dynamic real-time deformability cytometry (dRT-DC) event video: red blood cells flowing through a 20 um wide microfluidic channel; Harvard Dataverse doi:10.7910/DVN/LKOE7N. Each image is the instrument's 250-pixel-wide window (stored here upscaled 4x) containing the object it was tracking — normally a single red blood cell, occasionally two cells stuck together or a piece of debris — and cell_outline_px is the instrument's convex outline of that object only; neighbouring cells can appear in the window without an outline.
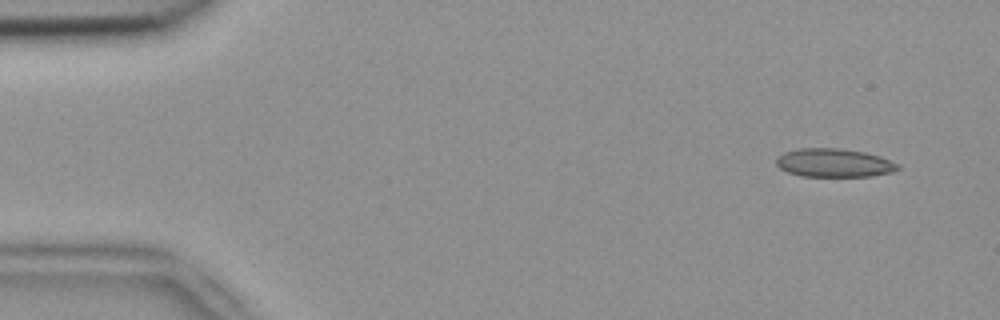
{"species": "common noctule bat (a hibernating species)", "species_latin": "Nyctalus noctula", "temperature_condition": "room temperature", "stored_images_in_passage": 4, "camera_frame_rate_fps": 3000, "um_per_image_px": 0.085, "animal": {"sex": "female", "body_mass_g": 18.4}, "frame": {"image": 1, "passage_image": 1, "time_ms": 0.0, "image_size_px": [1000, 320], "cell_outline_px": [[900, 168], [892, 172], [872, 176], [800, 176], [788, 172], [780, 168], [776, 164], [776, 156], [784, 152], [796, 148], [840, 148], [864, 152], [880, 156], [900, 164]], "centroid_in_image_um": [70.88, 13.83], "position_along_channel_um": 14.1, "area_um2": 20.35}}
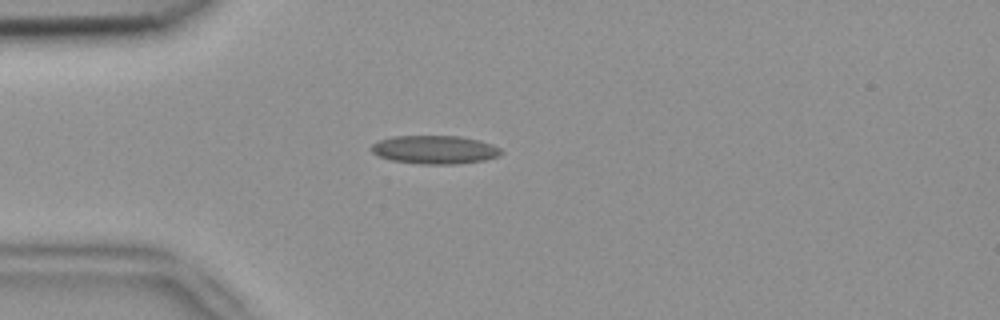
{"frame": {"image": 2, "passage_image": 4, "time_ms": 1.0, "image_size_px": [1000, 320], "cell_outline_px": [[504, 152], [496, 156], [484, 160], [456, 164], [420, 164], [392, 160], [380, 156], [372, 152], [372, 144], [380, 140], [392, 136], [460, 136], [480, 140], [492, 144], [500, 148]], "centroid_in_image_um": [36.98, 12.72], "position_along_channel_um": 48.0, "area_um2": 21.39}}